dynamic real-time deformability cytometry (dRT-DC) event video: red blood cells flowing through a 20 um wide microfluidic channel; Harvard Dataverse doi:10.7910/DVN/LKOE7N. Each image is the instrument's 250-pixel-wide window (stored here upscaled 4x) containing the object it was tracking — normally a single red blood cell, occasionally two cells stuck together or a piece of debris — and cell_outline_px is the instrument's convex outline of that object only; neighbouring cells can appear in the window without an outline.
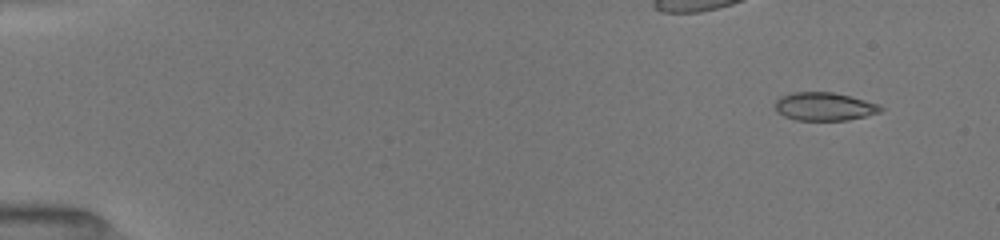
{"species": "common noctule bat (a hibernating species)", "species_latin": "Nyctalus noctula", "temperature_condition": "room temperature", "stored_images_in_passage": 83, "camera_frame_rate_fps": 3000, "um_per_image_px": 0.085, "animal": {"sex": "female", "body_mass_g": 19.5, "forearm_length_mm": 54.1}, "frame": {"image": 1, "passage_image": 6, "time_ms": 1.333, "image_size_px": [1000, 240], "cell_outline_px": [[884, 108], [880, 112], [848, 120], [796, 120], [784, 116], [776, 112], [776, 100], [780, 96], [792, 92], [832, 92], [880, 104]], "centroid_in_image_um": [70.05, 9.05], "position_along_channel_um": 14.9, "area_um2": 17.28}}
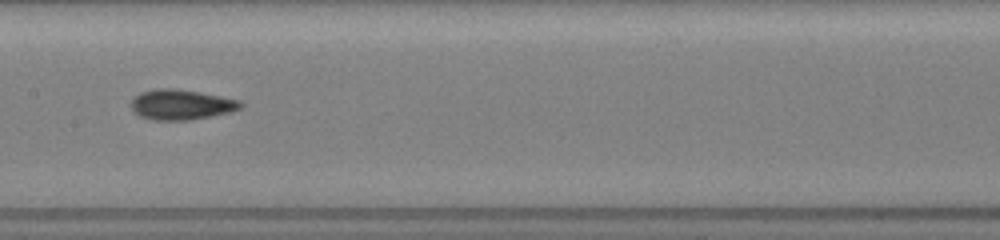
{"frame": {"image": 2, "passage_image": 48, "time_ms": 9.0, "image_size_px": [1000, 240], "cell_outline_px": [[244, 104], [240, 108], [232, 112], [192, 120], [152, 120], [140, 116], [132, 108], [132, 100], [140, 92], [156, 88], [176, 88], [200, 92], [240, 100]], "centroid_in_image_um": [15.44, 8.89], "position_along_channel_um": 192.0, "area_um2": 19.36}}
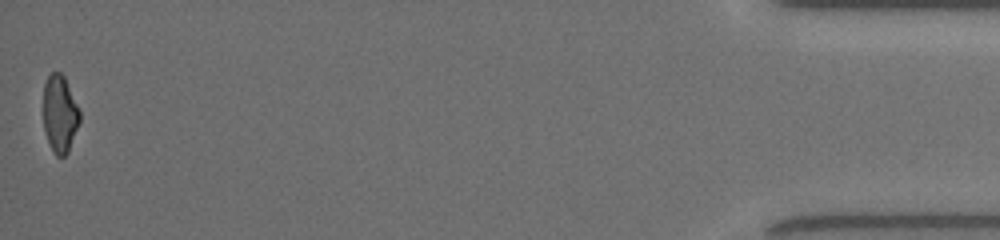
{"frame": {"image": 3, "passage_image": 82, "time_ms": 17.0, "image_size_px": [1000, 240], "cell_outline_px": [[80, 120], [68, 152], [64, 156], [56, 156], [52, 152], [44, 128], [44, 84], [48, 76], [52, 72], [60, 72], [64, 76], [80, 112]], "centroid_in_image_um": [5.08, 9.69], "position_along_channel_um": 430.1, "area_um2": 16.18}, "authors_computed_cell_mechanics": {"area_um2": 17.4556, "velocity_mm_per_s": 4.0468, "shape_relaxation_time_tau1_ms": null, "shape_relaxation_time_tau2_ms": 3.0752, "deformation_change_tau1": null, "deformation_change_tau2": 0.1025}}